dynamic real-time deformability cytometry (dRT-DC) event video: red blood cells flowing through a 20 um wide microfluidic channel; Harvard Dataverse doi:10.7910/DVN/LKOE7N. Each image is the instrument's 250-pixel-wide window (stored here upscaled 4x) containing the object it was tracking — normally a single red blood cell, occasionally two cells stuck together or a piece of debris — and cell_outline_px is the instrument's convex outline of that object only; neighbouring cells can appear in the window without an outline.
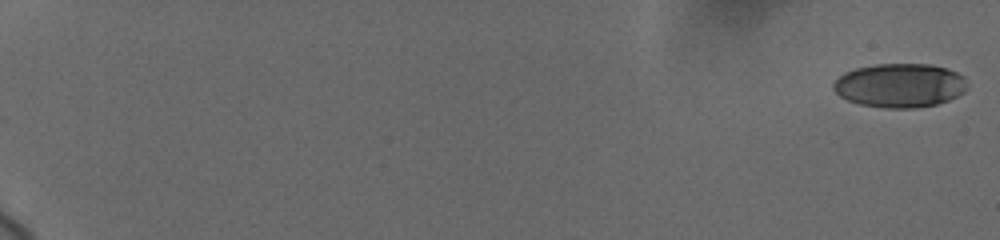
{"species": "human", "species_latin": "Homo sapiens", "temperature_condition": "cold", "stored_images_in_passage": 7, "camera_frame_rate_fps": 3000, "um_per_image_px": 0.085, "donor": {"sex": "female"}, "frame": {"image": 1, "passage_image": 1, "time_ms": 0.0, "image_size_px": [1000, 240], "cell_outline_px": [[968, 88], [964, 92], [948, 100], [936, 104], [912, 108], [884, 108], [860, 104], [848, 100], [840, 96], [832, 88], [832, 84], [844, 72], [856, 68], [876, 64], [928, 64], [944, 68], [956, 72], [964, 76]], "centroid_in_image_um": [76.48, 7.26], "position_along_channel_um": 8.5, "area_um2": 34.22}}